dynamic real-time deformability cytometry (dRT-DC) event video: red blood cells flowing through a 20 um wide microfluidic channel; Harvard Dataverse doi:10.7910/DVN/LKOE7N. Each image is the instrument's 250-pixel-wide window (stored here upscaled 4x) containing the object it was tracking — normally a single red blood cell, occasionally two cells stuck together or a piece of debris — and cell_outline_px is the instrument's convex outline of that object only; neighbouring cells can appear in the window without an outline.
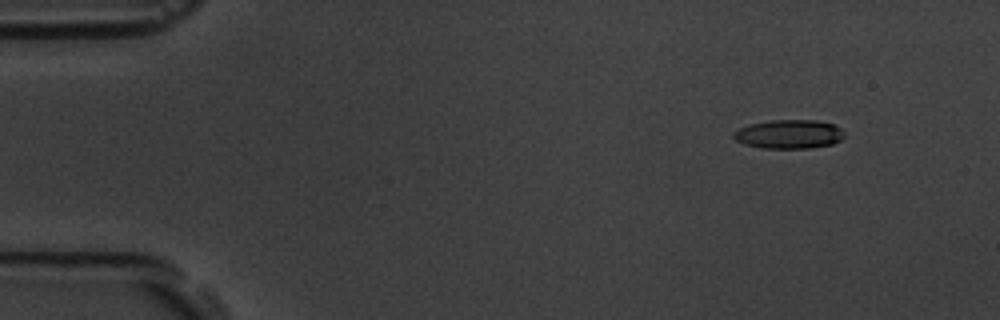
{"species": "common noctule bat (a hibernating species)", "species_latin": "Nyctalus noctula", "temperature_condition": "room temperature", "stored_images_in_passage": 4, "camera_frame_rate_fps": 3000, "um_per_image_px": 0.085, "animal": {"sex": "male", "body_mass_g": 19.5, "forearm_length_mm": 54.6}, "frame": {"image": 1, "passage_image": 1, "time_ms": 0.0, "image_size_px": [1000, 320], "cell_outline_px": [[844, 136], [840, 140], [832, 144], [808, 148], [764, 148], [744, 144], [736, 140], [732, 136], [732, 132], [748, 124], [772, 120], [816, 120], [836, 124], [844, 132]], "centroid_in_image_um": [67.07, 11.39], "position_along_channel_um": 17.9, "area_um2": 18.73}}
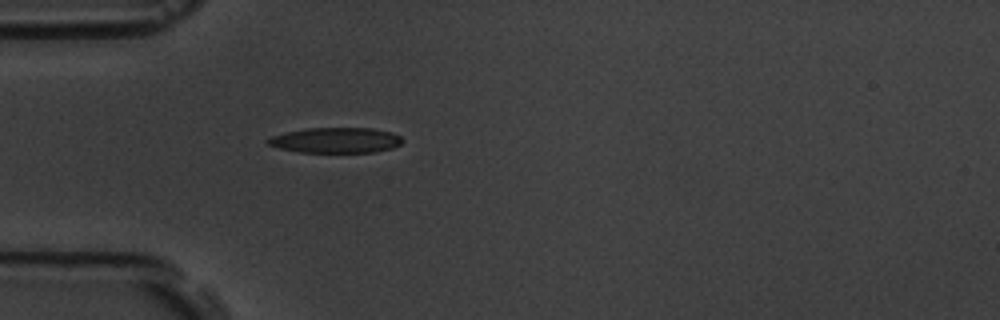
{"frame": {"image": 2, "passage_image": 4, "time_ms": 3.667, "image_size_px": [1000, 320], "cell_outline_px": [[404, 140], [400, 144], [392, 148], [376, 152], [300, 152], [280, 148], [268, 144], [264, 140], [272, 136], [288, 132], [308, 128], [372, 128], [392, 132], [400, 136]], "centroid_in_image_um": [28.57, 11.92], "position_along_channel_um": 56.4, "area_um2": 19.83}}